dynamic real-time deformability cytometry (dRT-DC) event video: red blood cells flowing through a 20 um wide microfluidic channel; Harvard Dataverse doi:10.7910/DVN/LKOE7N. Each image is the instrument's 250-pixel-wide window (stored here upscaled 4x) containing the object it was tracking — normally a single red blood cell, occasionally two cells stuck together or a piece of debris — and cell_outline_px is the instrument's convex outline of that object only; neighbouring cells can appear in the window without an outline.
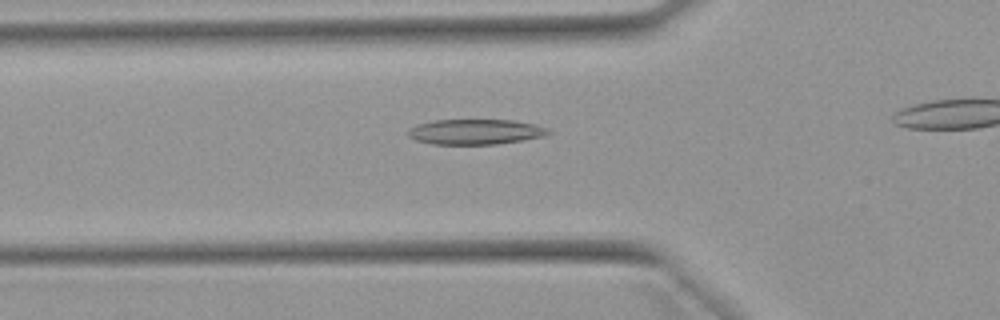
{"species": "Egyptian fruit bat (a non-hibernating species)", "species_latin": "Rousettus aegyptiacus", "temperature_condition": "warm", "stored_images_in_passage": 3, "camera_frame_rate_fps": 3000, "um_per_image_px": 0.085, "animal": {"sex": "female"}, "frame": {"image": 1, "passage_image": 2, "time_ms": 0.333, "image_size_px": [1000, 320], "cell_outline_px": [[552, 132], [544, 136], [496, 144], [432, 144], [416, 140], [408, 136], [408, 128], [416, 124], [436, 120], [512, 120], [536, 124], [548, 128]], "centroid_in_image_um": [40.4, 11.2], "position_along_channel_um": 85.4, "area_um2": 20.63}}